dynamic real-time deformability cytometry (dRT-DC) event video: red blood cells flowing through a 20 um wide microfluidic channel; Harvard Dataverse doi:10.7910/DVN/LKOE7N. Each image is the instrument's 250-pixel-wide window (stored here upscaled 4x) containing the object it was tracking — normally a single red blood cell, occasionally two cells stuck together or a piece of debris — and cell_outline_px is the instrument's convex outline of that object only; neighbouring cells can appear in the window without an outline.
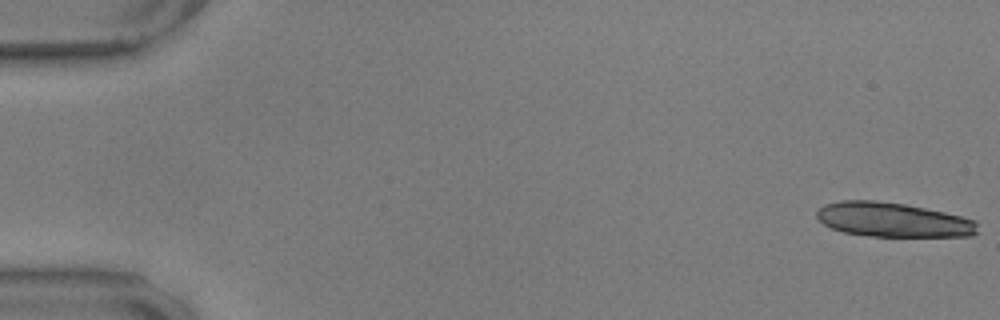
{"species": "common noctule bat (a hibernating species)", "species_latin": "Nyctalus noctula", "temperature_condition": "warm", "stored_images_in_passage": 17, "camera_frame_rate_fps": 3000, "um_per_image_px": 0.085, "animal": {"sex": "male", "body_mass_g": 17.9, "forearm_length_mm": 54.2}, "frame": {"image": 1, "passage_image": 1, "time_ms": 0.0, "image_size_px": [1000, 320], "cell_outline_px": [[980, 232], [972, 236], [868, 236], [844, 232], [832, 228], [824, 224], [816, 216], [816, 212], [824, 204], [840, 200], [876, 200], [904, 204], [944, 212], [976, 220]], "centroid_in_image_um": [75.92, 18.68], "position_along_channel_um": 9.1, "area_um2": 32.31}}